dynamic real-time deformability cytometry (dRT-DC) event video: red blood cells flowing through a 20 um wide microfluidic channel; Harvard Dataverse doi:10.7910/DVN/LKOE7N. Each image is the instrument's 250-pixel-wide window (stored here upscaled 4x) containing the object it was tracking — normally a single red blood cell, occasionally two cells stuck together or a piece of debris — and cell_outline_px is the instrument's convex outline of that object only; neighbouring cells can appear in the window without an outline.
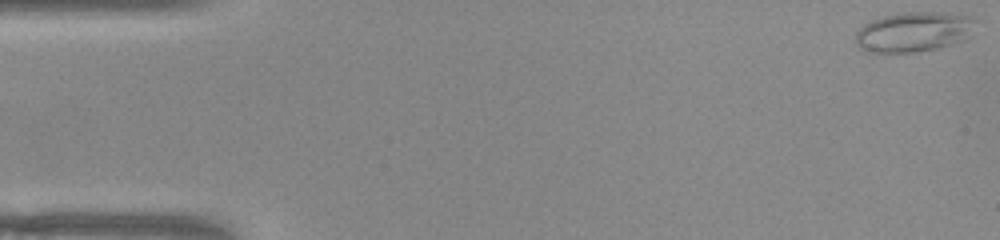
{"species": "common noctule bat (a hibernating species)", "species_latin": "Nyctalus noctula", "temperature_condition": "warm", "stored_images_in_passage": 52, "camera_frame_rate_fps": 3000, "um_per_image_px": 0.085, "animal": {"sex": "female", "body_mass_g": 22.0, "forearm_length_mm": 56.7}, "frame": {"image": 1, "passage_image": 1, "time_ms": 0.0, "image_size_px": [1000, 240], "cell_outline_px": [[976, 20], [972, 36], [964, 40], [940, 48], [916, 52], [868, 52], [860, 48], [856, 44], [856, 32], [864, 24], [872, 20], [884, 16], [904, 12], [944, 12], [972, 16]], "centroid_in_image_um": [77.72, 2.71], "position_along_channel_um": 7.3, "area_um2": 28.26}}
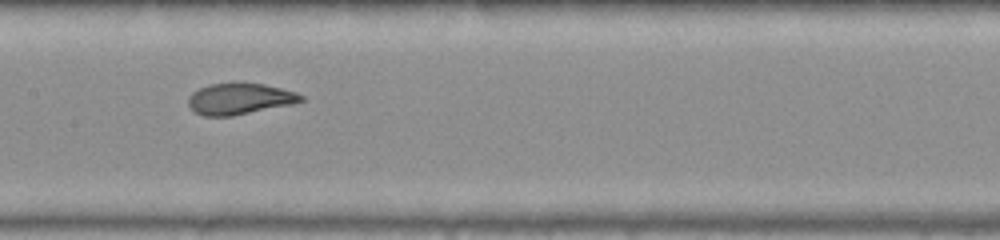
{"frame": {"image": 2, "passage_image": 25, "time_ms": 8.0, "image_size_px": [1000, 240], "cell_outline_px": [[304, 100], [292, 104], [232, 116], [204, 116], [196, 112], [188, 104], [188, 96], [192, 92], [200, 88], [212, 84], [264, 84], [296, 92], [304, 96]], "centroid_in_image_um": [20.37, 8.41], "position_along_channel_um": 187.0, "area_um2": 20.11}}
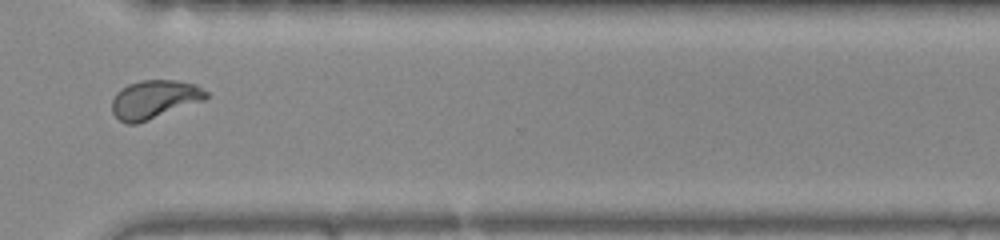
{"frame": {"image": 3, "passage_image": 38, "time_ms": 12.333, "image_size_px": [1000, 240], "cell_outline_px": [[208, 96], [204, 100], [148, 120], [136, 124], [128, 124], [120, 120], [112, 112], [112, 100], [116, 92], [120, 88], [128, 84], [140, 80], [176, 80], [196, 84], [208, 92]], "centroid_in_image_um": [13.11, 8.43], "position_along_channel_um": 357.5, "area_um2": 21.1}}